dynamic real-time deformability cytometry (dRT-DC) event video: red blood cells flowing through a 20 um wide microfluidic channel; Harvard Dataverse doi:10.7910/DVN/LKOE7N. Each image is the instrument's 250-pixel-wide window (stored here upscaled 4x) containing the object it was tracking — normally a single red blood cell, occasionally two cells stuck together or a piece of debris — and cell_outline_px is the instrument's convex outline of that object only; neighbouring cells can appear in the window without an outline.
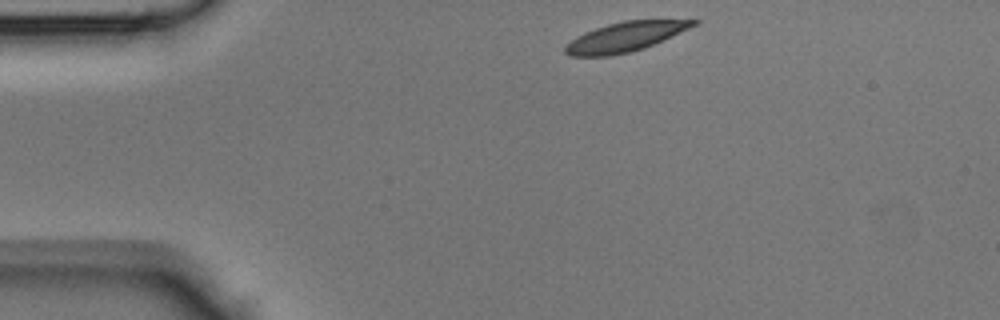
{"species": "Egyptian fruit bat (a non-hibernating species)", "species_latin": "Rousettus aegyptiacus", "temperature_condition": "room temperature", "stored_images_in_passage": 38, "camera_frame_rate_fps": 3000, "um_per_image_px": 0.085, "animal": {"sex": "male"}, "frame": {"image": 1, "passage_image": 1, "time_ms": 0.0, "image_size_px": [1000, 320], "cell_outline_px": [[700, 20], [696, 24], [688, 28], [644, 48], [612, 56], [568, 56], [564, 52], [564, 44], [576, 36], [584, 32], [608, 24], [624, 20]], "centroid_in_image_um": [53.03, 3.14], "position_along_channel_um": 32.0, "area_um2": 21.79}}
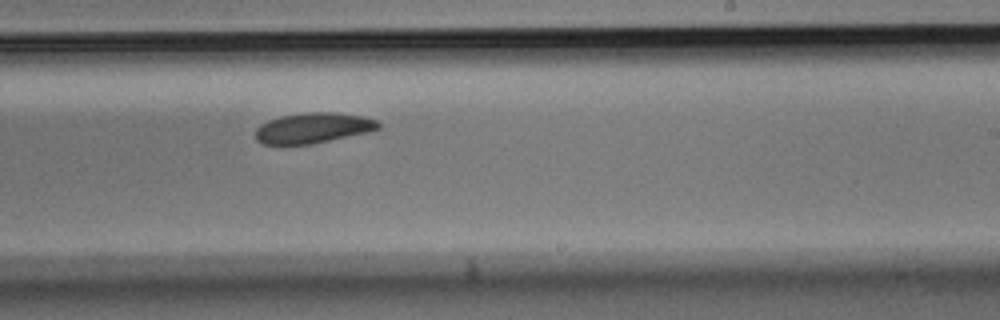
{"frame": {"image": 2, "passage_image": 20, "time_ms": 6.333, "image_size_px": [1000, 320], "cell_outline_px": [[380, 128], [368, 132], [312, 144], [264, 144], [256, 140], [256, 128], [260, 124], [268, 120], [280, 116], [304, 112], [332, 112], [364, 116], [376, 120], [380, 124]], "centroid_in_image_um": [26.6, 10.87], "position_along_channel_um": 262.4, "area_um2": 21.79}}
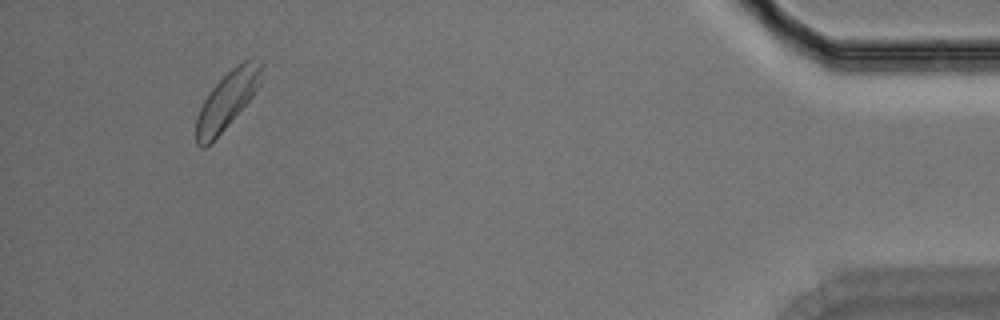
{"frame": {"image": 3, "passage_image": 35, "time_ms": 11.333, "image_size_px": [1000, 320], "cell_outline_px": [[264, 64], [260, 84], [252, 96], [228, 124], [204, 148], [200, 148], [196, 144], [196, 120], [200, 108], [204, 100], [212, 88], [236, 64], [252, 56], [264, 60]], "centroid_in_image_um": [19.36, 8.42], "position_along_channel_um": 415.8, "area_um2": 21.62}}